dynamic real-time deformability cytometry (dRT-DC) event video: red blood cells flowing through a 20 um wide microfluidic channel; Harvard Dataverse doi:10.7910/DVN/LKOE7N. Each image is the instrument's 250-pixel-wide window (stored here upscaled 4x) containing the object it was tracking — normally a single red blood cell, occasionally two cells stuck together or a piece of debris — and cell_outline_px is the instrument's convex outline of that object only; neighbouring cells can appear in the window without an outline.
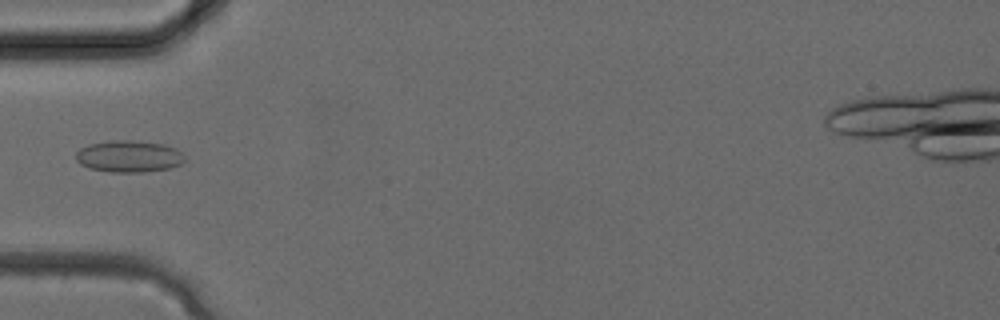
{"species": "common noctule bat (a hibernating species)", "species_latin": "Nyctalus noctula", "temperature_condition": "cold", "stored_images_in_passage": 33, "camera_frame_rate_fps": 3000, "um_per_image_px": 0.085, "animal": {"sex": "female", "body_mass_g": 24.6, "forearm_length_mm": 56.2}, "frame": {"image": 1, "passage_image": 11, "time_ms": 3.333, "image_size_px": [1000, 320], "cell_outline_px": [[184, 160], [180, 164], [168, 168], [144, 172], [112, 172], [88, 168], [80, 164], [76, 160], [76, 152], [80, 148], [88, 144], [116, 140], [132, 140], [160, 144], [176, 148], [184, 156]], "centroid_in_image_um": [10.92, 13.29], "position_along_channel_um": 74.1, "area_um2": 20.0}}
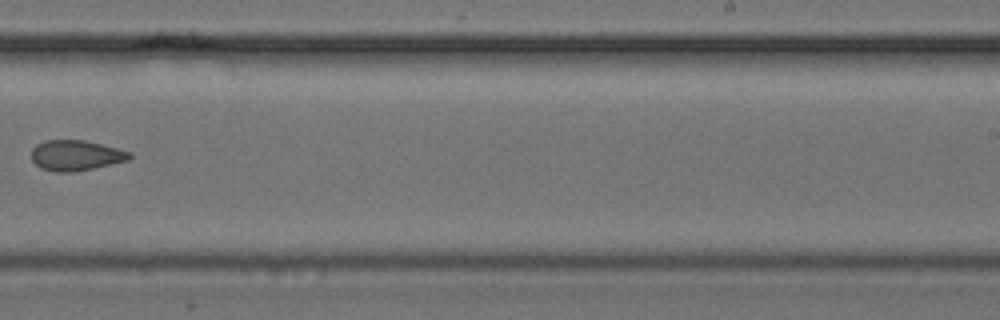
{"frame": {"image": 2, "passage_image": 21, "time_ms": 6.667, "image_size_px": [1000, 320], "cell_outline_px": [[132, 156], [128, 160], [112, 164], [72, 172], [56, 172], [40, 168], [32, 160], [32, 148], [36, 144], [44, 140], [84, 140], [132, 152]], "centroid_in_image_um": [6.43, 13.2], "position_along_channel_um": 282.6, "area_um2": 17.34}}
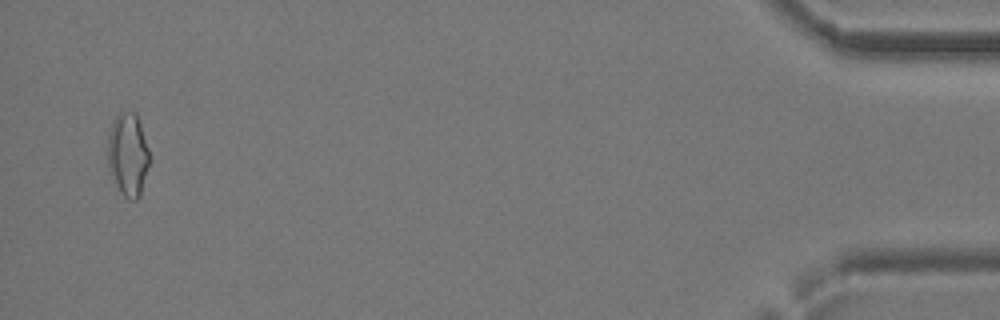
{"frame": {"image": 3, "passage_image": 32, "time_ms": 10.333, "image_size_px": [1000, 320], "cell_outline_px": [[148, 164], [140, 196], [136, 200], [128, 200], [120, 192], [108, 172], [108, 132], [116, 116], [120, 112], [136, 112], [148, 148]], "centroid_in_image_um": [10.85, 13.16], "position_along_channel_um": 424.4, "area_um2": 20.11}}